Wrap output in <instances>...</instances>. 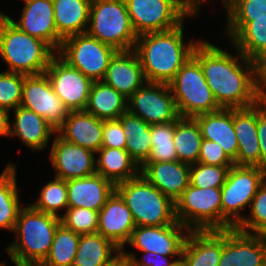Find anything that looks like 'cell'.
Returning a JSON list of instances; mask_svg holds the SVG:
<instances>
[{"instance_id": "cell-1", "label": "cell", "mask_w": 266, "mask_h": 266, "mask_svg": "<svg viewBox=\"0 0 266 266\" xmlns=\"http://www.w3.org/2000/svg\"><path fill=\"white\" fill-rule=\"evenodd\" d=\"M236 55L202 39L193 56L199 61L206 82L221 108H247L266 96L259 79L258 62Z\"/></svg>"}, {"instance_id": "cell-2", "label": "cell", "mask_w": 266, "mask_h": 266, "mask_svg": "<svg viewBox=\"0 0 266 266\" xmlns=\"http://www.w3.org/2000/svg\"><path fill=\"white\" fill-rule=\"evenodd\" d=\"M184 23L168 31L138 35L133 50L139 58L147 82L169 84L193 55L202 38L191 39L186 43Z\"/></svg>"}, {"instance_id": "cell-3", "label": "cell", "mask_w": 266, "mask_h": 266, "mask_svg": "<svg viewBox=\"0 0 266 266\" xmlns=\"http://www.w3.org/2000/svg\"><path fill=\"white\" fill-rule=\"evenodd\" d=\"M22 204L13 231L17 237L4 250L15 266H39L50 251L61 219Z\"/></svg>"}, {"instance_id": "cell-4", "label": "cell", "mask_w": 266, "mask_h": 266, "mask_svg": "<svg viewBox=\"0 0 266 266\" xmlns=\"http://www.w3.org/2000/svg\"><path fill=\"white\" fill-rule=\"evenodd\" d=\"M57 53L44 41L21 31L7 16H0V57L7 72L45 73Z\"/></svg>"}, {"instance_id": "cell-5", "label": "cell", "mask_w": 266, "mask_h": 266, "mask_svg": "<svg viewBox=\"0 0 266 266\" xmlns=\"http://www.w3.org/2000/svg\"><path fill=\"white\" fill-rule=\"evenodd\" d=\"M137 226H168L177 221L175 202L153 186L141 173L115 185Z\"/></svg>"}, {"instance_id": "cell-6", "label": "cell", "mask_w": 266, "mask_h": 266, "mask_svg": "<svg viewBox=\"0 0 266 266\" xmlns=\"http://www.w3.org/2000/svg\"><path fill=\"white\" fill-rule=\"evenodd\" d=\"M86 33L117 51L134 49L138 37L125 0H92Z\"/></svg>"}, {"instance_id": "cell-7", "label": "cell", "mask_w": 266, "mask_h": 266, "mask_svg": "<svg viewBox=\"0 0 266 266\" xmlns=\"http://www.w3.org/2000/svg\"><path fill=\"white\" fill-rule=\"evenodd\" d=\"M266 180V169L257 166L233 165L221 187L222 230L236 228L251 206L258 188Z\"/></svg>"}, {"instance_id": "cell-8", "label": "cell", "mask_w": 266, "mask_h": 266, "mask_svg": "<svg viewBox=\"0 0 266 266\" xmlns=\"http://www.w3.org/2000/svg\"><path fill=\"white\" fill-rule=\"evenodd\" d=\"M180 117L222 109L208 86L199 61L192 55L169 83Z\"/></svg>"}, {"instance_id": "cell-9", "label": "cell", "mask_w": 266, "mask_h": 266, "mask_svg": "<svg viewBox=\"0 0 266 266\" xmlns=\"http://www.w3.org/2000/svg\"><path fill=\"white\" fill-rule=\"evenodd\" d=\"M132 26L137 35L163 32L181 25L184 20L200 15L184 0H125Z\"/></svg>"}, {"instance_id": "cell-10", "label": "cell", "mask_w": 266, "mask_h": 266, "mask_svg": "<svg viewBox=\"0 0 266 266\" xmlns=\"http://www.w3.org/2000/svg\"><path fill=\"white\" fill-rule=\"evenodd\" d=\"M175 213L188 230H222L221 188L189 185L176 200Z\"/></svg>"}, {"instance_id": "cell-11", "label": "cell", "mask_w": 266, "mask_h": 266, "mask_svg": "<svg viewBox=\"0 0 266 266\" xmlns=\"http://www.w3.org/2000/svg\"><path fill=\"white\" fill-rule=\"evenodd\" d=\"M116 52L114 47L84 33L65 38L57 54L94 82L102 81Z\"/></svg>"}, {"instance_id": "cell-12", "label": "cell", "mask_w": 266, "mask_h": 266, "mask_svg": "<svg viewBox=\"0 0 266 266\" xmlns=\"http://www.w3.org/2000/svg\"><path fill=\"white\" fill-rule=\"evenodd\" d=\"M127 110L148 125L180 118L172 90L166 83L146 82L128 98Z\"/></svg>"}, {"instance_id": "cell-13", "label": "cell", "mask_w": 266, "mask_h": 266, "mask_svg": "<svg viewBox=\"0 0 266 266\" xmlns=\"http://www.w3.org/2000/svg\"><path fill=\"white\" fill-rule=\"evenodd\" d=\"M47 74L54 92L69 111H84L93 81L56 54Z\"/></svg>"}, {"instance_id": "cell-14", "label": "cell", "mask_w": 266, "mask_h": 266, "mask_svg": "<svg viewBox=\"0 0 266 266\" xmlns=\"http://www.w3.org/2000/svg\"><path fill=\"white\" fill-rule=\"evenodd\" d=\"M21 106L43 117L56 130L69 113L46 73L25 75Z\"/></svg>"}, {"instance_id": "cell-15", "label": "cell", "mask_w": 266, "mask_h": 266, "mask_svg": "<svg viewBox=\"0 0 266 266\" xmlns=\"http://www.w3.org/2000/svg\"><path fill=\"white\" fill-rule=\"evenodd\" d=\"M95 156L92 150L68 142L56 133L48 158L55 177L67 181L96 174Z\"/></svg>"}, {"instance_id": "cell-16", "label": "cell", "mask_w": 266, "mask_h": 266, "mask_svg": "<svg viewBox=\"0 0 266 266\" xmlns=\"http://www.w3.org/2000/svg\"><path fill=\"white\" fill-rule=\"evenodd\" d=\"M265 265V235L246 234L236 228L222 230V254L218 266Z\"/></svg>"}, {"instance_id": "cell-17", "label": "cell", "mask_w": 266, "mask_h": 266, "mask_svg": "<svg viewBox=\"0 0 266 266\" xmlns=\"http://www.w3.org/2000/svg\"><path fill=\"white\" fill-rule=\"evenodd\" d=\"M188 232L179 222L168 226H137L127 244L138 251L181 256Z\"/></svg>"}, {"instance_id": "cell-18", "label": "cell", "mask_w": 266, "mask_h": 266, "mask_svg": "<svg viewBox=\"0 0 266 266\" xmlns=\"http://www.w3.org/2000/svg\"><path fill=\"white\" fill-rule=\"evenodd\" d=\"M0 16H7L21 31L46 42L56 53L60 50L63 39L58 35L55 26L52 0L26 2L18 21L2 11Z\"/></svg>"}, {"instance_id": "cell-19", "label": "cell", "mask_w": 266, "mask_h": 266, "mask_svg": "<svg viewBox=\"0 0 266 266\" xmlns=\"http://www.w3.org/2000/svg\"><path fill=\"white\" fill-rule=\"evenodd\" d=\"M135 228L131 211L121 196L114 191L99 211L97 232L122 250Z\"/></svg>"}, {"instance_id": "cell-20", "label": "cell", "mask_w": 266, "mask_h": 266, "mask_svg": "<svg viewBox=\"0 0 266 266\" xmlns=\"http://www.w3.org/2000/svg\"><path fill=\"white\" fill-rule=\"evenodd\" d=\"M104 83L116 89L127 99L147 81L135 51H117L110 59Z\"/></svg>"}, {"instance_id": "cell-21", "label": "cell", "mask_w": 266, "mask_h": 266, "mask_svg": "<svg viewBox=\"0 0 266 266\" xmlns=\"http://www.w3.org/2000/svg\"><path fill=\"white\" fill-rule=\"evenodd\" d=\"M140 173L174 202L190 185V165L180 161L145 162Z\"/></svg>"}, {"instance_id": "cell-22", "label": "cell", "mask_w": 266, "mask_h": 266, "mask_svg": "<svg viewBox=\"0 0 266 266\" xmlns=\"http://www.w3.org/2000/svg\"><path fill=\"white\" fill-rule=\"evenodd\" d=\"M234 130L238 152L234 165L261 167V152L257 134V104L234 109Z\"/></svg>"}, {"instance_id": "cell-23", "label": "cell", "mask_w": 266, "mask_h": 266, "mask_svg": "<svg viewBox=\"0 0 266 266\" xmlns=\"http://www.w3.org/2000/svg\"><path fill=\"white\" fill-rule=\"evenodd\" d=\"M224 35L232 47L247 59L260 62L266 55V18L250 22H226Z\"/></svg>"}, {"instance_id": "cell-24", "label": "cell", "mask_w": 266, "mask_h": 266, "mask_svg": "<svg viewBox=\"0 0 266 266\" xmlns=\"http://www.w3.org/2000/svg\"><path fill=\"white\" fill-rule=\"evenodd\" d=\"M222 230H189L181 253L185 266H218Z\"/></svg>"}, {"instance_id": "cell-25", "label": "cell", "mask_w": 266, "mask_h": 266, "mask_svg": "<svg viewBox=\"0 0 266 266\" xmlns=\"http://www.w3.org/2000/svg\"><path fill=\"white\" fill-rule=\"evenodd\" d=\"M56 133L66 141L96 153L102 147L103 120L85 111H69Z\"/></svg>"}, {"instance_id": "cell-26", "label": "cell", "mask_w": 266, "mask_h": 266, "mask_svg": "<svg viewBox=\"0 0 266 266\" xmlns=\"http://www.w3.org/2000/svg\"><path fill=\"white\" fill-rule=\"evenodd\" d=\"M68 207H84L99 212L115 191V185L99 174L69 179Z\"/></svg>"}, {"instance_id": "cell-27", "label": "cell", "mask_w": 266, "mask_h": 266, "mask_svg": "<svg viewBox=\"0 0 266 266\" xmlns=\"http://www.w3.org/2000/svg\"><path fill=\"white\" fill-rule=\"evenodd\" d=\"M13 111L14 122L10 123V137L17 136L31 151L40 152L48 147L56 129L43 117L22 106Z\"/></svg>"}, {"instance_id": "cell-28", "label": "cell", "mask_w": 266, "mask_h": 266, "mask_svg": "<svg viewBox=\"0 0 266 266\" xmlns=\"http://www.w3.org/2000/svg\"><path fill=\"white\" fill-rule=\"evenodd\" d=\"M201 129L202 138L217 142L233 161H236L238 140L234 130V109H220L194 117Z\"/></svg>"}, {"instance_id": "cell-29", "label": "cell", "mask_w": 266, "mask_h": 266, "mask_svg": "<svg viewBox=\"0 0 266 266\" xmlns=\"http://www.w3.org/2000/svg\"><path fill=\"white\" fill-rule=\"evenodd\" d=\"M52 2L57 33L63 40L87 32L92 0H52Z\"/></svg>"}, {"instance_id": "cell-30", "label": "cell", "mask_w": 266, "mask_h": 266, "mask_svg": "<svg viewBox=\"0 0 266 266\" xmlns=\"http://www.w3.org/2000/svg\"><path fill=\"white\" fill-rule=\"evenodd\" d=\"M96 173L114 185L140 174V167L126 149L101 147L96 152Z\"/></svg>"}, {"instance_id": "cell-31", "label": "cell", "mask_w": 266, "mask_h": 266, "mask_svg": "<svg viewBox=\"0 0 266 266\" xmlns=\"http://www.w3.org/2000/svg\"><path fill=\"white\" fill-rule=\"evenodd\" d=\"M128 99L103 81H94L84 109L101 120H117L127 111Z\"/></svg>"}, {"instance_id": "cell-32", "label": "cell", "mask_w": 266, "mask_h": 266, "mask_svg": "<svg viewBox=\"0 0 266 266\" xmlns=\"http://www.w3.org/2000/svg\"><path fill=\"white\" fill-rule=\"evenodd\" d=\"M118 120L121 122L124 135L127 138L125 149L141 167L148 160L151 153L150 125L128 110Z\"/></svg>"}, {"instance_id": "cell-33", "label": "cell", "mask_w": 266, "mask_h": 266, "mask_svg": "<svg viewBox=\"0 0 266 266\" xmlns=\"http://www.w3.org/2000/svg\"><path fill=\"white\" fill-rule=\"evenodd\" d=\"M16 167L15 163L9 162L0 174V229L4 228L11 233L24 207L18 194Z\"/></svg>"}, {"instance_id": "cell-34", "label": "cell", "mask_w": 266, "mask_h": 266, "mask_svg": "<svg viewBox=\"0 0 266 266\" xmlns=\"http://www.w3.org/2000/svg\"><path fill=\"white\" fill-rule=\"evenodd\" d=\"M120 251L98 232L80 235L73 266H103Z\"/></svg>"}, {"instance_id": "cell-35", "label": "cell", "mask_w": 266, "mask_h": 266, "mask_svg": "<svg viewBox=\"0 0 266 266\" xmlns=\"http://www.w3.org/2000/svg\"><path fill=\"white\" fill-rule=\"evenodd\" d=\"M202 140L201 129L195 118L180 117L174 121L173 143L178 161L189 165L196 164Z\"/></svg>"}, {"instance_id": "cell-36", "label": "cell", "mask_w": 266, "mask_h": 266, "mask_svg": "<svg viewBox=\"0 0 266 266\" xmlns=\"http://www.w3.org/2000/svg\"><path fill=\"white\" fill-rule=\"evenodd\" d=\"M79 238V234L61 223L56 229L47 257L39 266H73Z\"/></svg>"}, {"instance_id": "cell-37", "label": "cell", "mask_w": 266, "mask_h": 266, "mask_svg": "<svg viewBox=\"0 0 266 266\" xmlns=\"http://www.w3.org/2000/svg\"><path fill=\"white\" fill-rule=\"evenodd\" d=\"M68 189L66 181L54 177L42 187L37 201L30 205L38 211L61 218L59 210L68 208Z\"/></svg>"}, {"instance_id": "cell-38", "label": "cell", "mask_w": 266, "mask_h": 266, "mask_svg": "<svg viewBox=\"0 0 266 266\" xmlns=\"http://www.w3.org/2000/svg\"><path fill=\"white\" fill-rule=\"evenodd\" d=\"M152 148L146 162L178 161L173 143L174 121L150 125Z\"/></svg>"}, {"instance_id": "cell-39", "label": "cell", "mask_w": 266, "mask_h": 266, "mask_svg": "<svg viewBox=\"0 0 266 266\" xmlns=\"http://www.w3.org/2000/svg\"><path fill=\"white\" fill-rule=\"evenodd\" d=\"M248 216L236 227L237 230L246 234H266V180L258 188L254 196Z\"/></svg>"}, {"instance_id": "cell-40", "label": "cell", "mask_w": 266, "mask_h": 266, "mask_svg": "<svg viewBox=\"0 0 266 266\" xmlns=\"http://www.w3.org/2000/svg\"><path fill=\"white\" fill-rule=\"evenodd\" d=\"M226 22H250L266 18V0H224Z\"/></svg>"}, {"instance_id": "cell-41", "label": "cell", "mask_w": 266, "mask_h": 266, "mask_svg": "<svg viewBox=\"0 0 266 266\" xmlns=\"http://www.w3.org/2000/svg\"><path fill=\"white\" fill-rule=\"evenodd\" d=\"M99 212L84 207H68L61 214V223L76 234L96 233Z\"/></svg>"}, {"instance_id": "cell-42", "label": "cell", "mask_w": 266, "mask_h": 266, "mask_svg": "<svg viewBox=\"0 0 266 266\" xmlns=\"http://www.w3.org/2000/svg\"><path fill=\"white\" fill-rule=\"evenodd\" d=\"M232 166H213L203 163L190 165V185L198 188H221Z\"/></svg>"}, {"instance_id": "cell-43", "label": "cell", "mask_w": 266, "mask_h": 266, "mask_svg": "<svg viewBox=\"0 0 266 266\" xmlns=\"http://www.w3.org/2000/svg\"><path fill=\"white\" fill-rule=\"evenodd\" d=\"M24 74L0 72V108L13 110L21 106Z\"/></svg>"}, {"instance_id": "cell-44", "label": "cell", "mask_w": 266, "mask_h": 266, "mask_svg": "<svg viewBox=\"0 0 266 266\" xmlns=\"http://www.w3.org/2000/svg\"><path fill=\"white\" fill-rule=\"evenodd\" d=\"M198 163L213 166H233L234 162L227 156L223 148L214 141L202 140Z\"/></svg>"}, {"instance_id": "cell-45", "label": "cell", "mask_w": 266, "mask_h": 266, "mask_svg": "<svg viewBox=\"0 0 266 266\" xmlns=\"http://www.w3.org/2000/svg\"><path fill=\"white\" fill-rule=\"evenodd\" d=\"M126 142L127 138L118 119L103 120L102 147L125 149Z\"/></svg>"}, {"instance_id": "cell-46", "label": "cell", "mask_w": 266, "mask_h": 266, "mask_svg": "<svg viewBox=\"0 0 266 266\" xmlns=\"http://www.w3.org/2000/svg\"><path fill=\"white\" fill-rule=\"evenodd\" d=\"M122 251L131 259L132 266H172L181 256H164L154 252H145L140 251L143 254L142 258L139 259L136 257V254L133 252H127L125 248ZM169 257L173 258L168 259ZM177 257V258H176ZM176 258V259H175Z\"/></svg>"}, {"instance_id": "cell-47", "label": "cell", "mask_w": 266, "mask_h": 266, "mask_svg": "<svg viewBox=\"0 0 266 266\" xmlns=\"http://www.w3.org/2000/svg\"><path fill=\"white\" fill-rule=\"evenodd\" d=\"M257 134L261 152V168L266 169V96L257 103Z\"/></svg>"}, {"instance_id": "cell-48", "label": "cell", "mask_w": 266, "mask_h": 266, "mask_svg": "<svg viewBox=\"0 0 266 266\" xmlns=\"http://www.w3.org/2000/svg\"><path fill=\"white\" fill-rule=\"evenodd\" d=\"M10 110L0 108V137H10Z\"/></svg>"}, {"instance_id": "cell-49", "label": "cell", "mask_w": 266, "mask_h": 266, "mask_svg": "<svg viewBox=\"0 0 266 266\" xmlns=\"http://www.w3.org/2000/svg\"><path fill=\"white\" fill-rule=\"evenodd\" d=\"M103 266H132L130 257L122 250Z\"/></svg>"}, {"instance_id": "cell-50", "label": "cell", "mask_w": 266, "mask_h": 266, "mask_svg": "<svg viewBox=\"0 0 266 266\" xmlns=\"http://www.w3.org/2000/svg\"><path fill=\"white\" fill-rule=\"evenodd\" d=\"M259 79L262 85L266 88V55L258 63Z\"/></svg>"}, {"instance_id": "cell-51", "label": "cell", "mask_w": 266, "mask_h": 266, "mask_svg": "<svg viewBox=\"0 0 266 266\" xmlns=\"http://www.w3.org/2000/svg\"><path fill=\"white\" fill-rule=\"evenodd\" d=\"M194 11L199 10L201 11V7L206 2L208 3L209 0H184ZM222 2L224 0H221ZM205 2V3H204Z\"/></svg>"}, {"instance_id": "cell-52", "label": "cell", "mask_w": 266, "mask_h": 266, "mask_svg": "<svg viewBox=\"0 0 266 266\" xmlns=\"http://www.w3.org/2000/svg\"><path fill=\"white\" fill-rule=\"evenodd\" d=\"M172 266H185L183 260L180 258Z\"/></svg>"}, {"instance_id": "cell-53", "label": "cell", "mask_w": 266, "mask_h": 266, "mask_svg": "<svg viewBox=\"0 0 266 266\" xmlns=\"http://www.w3.org/2000/svg\"><path fill=\"white\" fill-rule=\"evenodd\" d=\"M0 266H8V265L5 264V261H4V262L1 261V262H0Z\"/></svg>"}, {"instance_id": "cell-54", "label": "cell", "mask_w": 266, "mask_h": 266, "mask_svg": "<svg viewBox=\"0 0 266 266\" xmlns=\"http://www.w3.org/2000/svg\"><path fill=\"white\" fill-rule=\"evenodd\" d=\"M22 1H24V3H26V2H29V1H31V0H22Z\"/></svg>"}]
</instances>
